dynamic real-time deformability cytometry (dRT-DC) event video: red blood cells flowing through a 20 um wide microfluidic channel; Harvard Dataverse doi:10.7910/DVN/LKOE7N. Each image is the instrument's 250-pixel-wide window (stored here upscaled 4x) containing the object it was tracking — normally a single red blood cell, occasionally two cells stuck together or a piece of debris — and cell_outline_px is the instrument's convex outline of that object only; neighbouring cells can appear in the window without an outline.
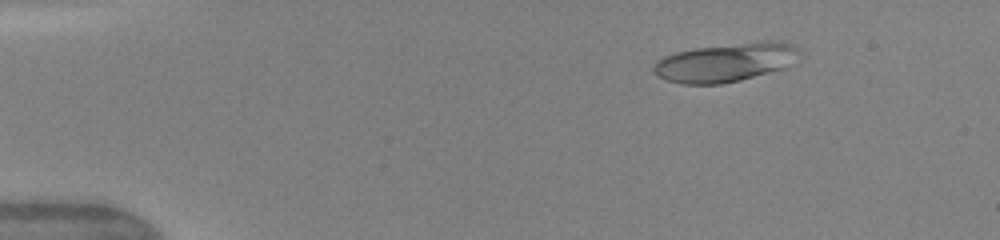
{"species": "human", "species_latin": "Homo sapiens", "temperature_condition": "warm", "stored_images_in_passage": 48, "camera_frame_rate_fps": 3000, "um_per_image_px": 0.085, "donor": {"sex": "female"}, "frame": {"image": 1, "passage_image": 7, "time_ms": 2.0, "image_size_px": [1000, 240], "cell_outline_px": [[800, 52], [788, 68], [740, 80], [720, 84], [680, 84], [668, 80], [660, 76], [652, 68], [656, 60], [664, 56], [676, 52], [696, 48], [768, 40], [772, 40], [792, 44]], "centroid_in_image_um": [61.7, 5.31], "position_along_channel_um": 23.3, "area_um2": 32.77}}
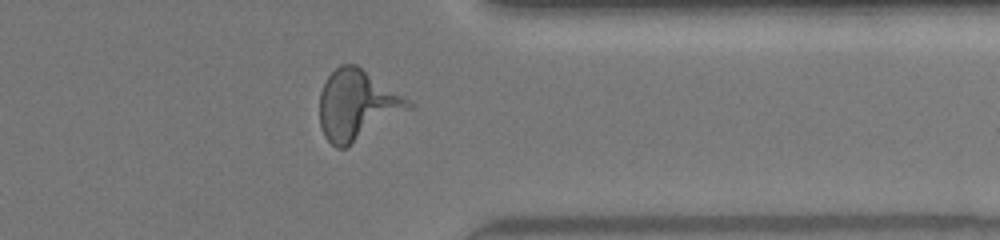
{"frame": {"image": 2, "passage_image": 39, "time_ms": 12.667, "image_size_px": [1000, 240], "cell_outline_px": [[416, 104], [412, 108], [344, 148], [336, 148], [324, 136], [320, 124], [320, 92], [328, 76], [340, 64], [356, 64]], "centroid_in_image_um": [30.35, 8.92], "position_along_channel_um": 381.1, "area_um2": 35.84}}
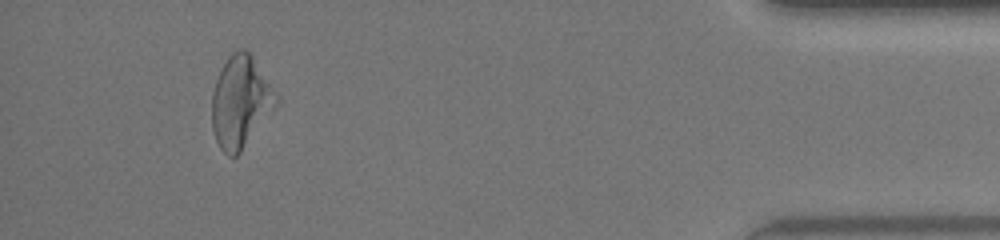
{"frame": {"image": 3, "passage_image": 45, "time_ms": 14.667, "image_size_px": [1000, 240], "cell_outline_px": [[280, 100], [240, 152], [236, 156], [228, 156], [220, 148], [216, 140], [212, 128], [212, 92], [216, 80], [228, 56], [232, 52], [240, 48], [244, 48], [248, 52], [280, 96]], "centroid_in_image_um": [20.44, 8.66], "position_along_channel_um": 414.8, "area_um2": 33.93}}